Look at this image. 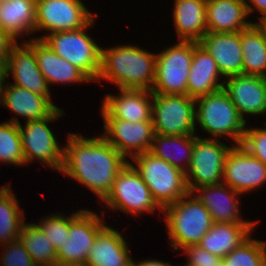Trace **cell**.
<instances>
[{"instance_id":"obj_18","label":"cell","mask_w":266,"mask_h":266,"mask_svg":"<svg viewBox=\"0 0 266 266\" xmlns=\"http://www.w3.org/2000/svg\"><path fill=\"white\" fill-rule=\"evenodd\" d=\"M119 90L121 94L118 96L110 94L105 96L101 107L103 118H117L129 122L152 120V91L137 89Z\"/></svg>"},{"instance_id":"obj_44","label":"cell","mask_w":266,"mask_h":266,"mask_svg":"<svg viewBox=\"0 0 266 266\" xmlns=\"http://www.w3.org/2000/svg\"><path fill=\"white\" fill-rule=\"evenodd\" d=\"M259 27L263 30V32L265 33L266 35V18L265 19H260L259 22H256Z\"/></svg>"},{"instance_id":"obj_7","label":"cell","mask_w":266,"mask_h":266,"mask_svg":"<svg viewBox=\"0 0 266 266\" xmlns=\"http://www.w3.org/2000/svg\"><path fill=\"white\" fill-rule=\"evenodd\" d=\"M193 60V41H180L156 54L152 93L187 95V82Z\"/></svg>"},{"instance_id":"obj_16","label":"cell","mask_w":266,"mask_h":266,"mask_svg":"<svg viewBox=\"0 0 266 266\" xmlns=\"http://www.w3.org/2000/svg\"><path fill=\"white\" fill-rule=\"evenodd\" d=\"M26 42L23 41L21 46L16 42L11 47L6 64L7 77L13 75L15 83L11 84L43 95L52 102L49 86L38 68L33 50V38Z\"/></svg>"},{"instance_id":"obj_17","label":"cell","mask_w":266,"mask_h":266,"mask_svg":"<svg viewBox=\"0 0 266 266\" xmlns=\"http://www.w3.org/2000/svg\"><path fill=\"white\" fill-rule=\"evenodd\" d=\"M223 89L228 93L238 113L244 115H263L266 113V81L264 77L234 75L224 80Z\"/></svg>"},{"instance_id":"obj_20","label":"cell","mask_w":266,"mask_h":266,"mask_svg":"<svg viewBox=\"0 0 266 266\" xmlns=\"http://www.w3.org/2000/svg\"><path fill=\"white\" fill-rule=\"evenodd\" d=\"M198 43L214 58L222 77L242 74L243 55L240 32H207Z\"/></svg>"},{"instance_id":"obj_6","label":"cell","mask_w":266,"mask_h":266,"mask_svg":"<svg viewBox=\"0 0 266 266\" xmlns=\"http://www.w3.org/2000/svg\"><path fill=\"white\" fill-rule=\"evenodd\" d=\"M94 21L95 18L81 29L53 32L37 38L58 56L79 68L91 81H97L101 69V47L86 34Z\"/></svg>"},{"instance_id":"obj_32","label":"cell","mask_w":266,"mask_h":266,"mask_svg":"<svg viewBox=\"0 0 266 266\" xmlns=\"http://www.w3.org/2000/svg\"><path fill=\"white\" fill-rule=\"evenodd\" d=\"M19 239L38 266H47L57 260L56 249L36 223H25Z\"/></svg>"},{"instance_id":"obj_39","label":"cell","mask_w":266,"mask_h":266,"mask_svg":"<svg viewBox=\"0 0 266 266\" xmlns=\"http://www.w3.org/2000/svg\"><path fill=\"white\" fill-rule=\"evenodd\" d=\"M17 41L0 28V62L7 64L11 47Z\"/></svg>"},{"instance_id":"obj_26","label":"cell","mask_w":266,"mask_h":266,"mask_svg":"<svg viewBox=\"0 0 266 266\" xmlns=\"http://www.w3.org/2000/svg\"><path fill=\"white\" fill-rule=\"evenodd\" d=\"M255 223H213L198 245L211 254L224 258L247 240Z\"/></svg>"},{"instance_id":"obj_3","label":"cell","mask_w":266,"mask_h":266,"mask_svg":"<svg viewBox=\"0 0 266 266\" xmlns=\"http://www.w3.org/2000/svg\"><path fill=\"white\" fill-rule=\"evenodd\" d=\"M161 212L165 214L171 247L176 251L198 244L214 223L208 209L191 192Z\"/></svg>"},{"instance_id":"obj_35","label":"cell","mask_w":266,"mask_h":266,"mask_svg":"<svg viewBox=\"0 0 266 266\" xmlns=\"http://www.w3.org/2000/svg\"><path fill=\"white\" fill-rule=\"evenodd\" d=\"M79 210L73 212L72 215L63 216L61 213L56 215L47 216L42 221L36 225L43 231L47 238L51 241L52 245L56 251L60 248V245H63L68 238L70 223L83 211Z\"/></svg>"},{"instance_id":"obj_4","label":"cell","mask_w":266,"mask_h":266,"mask_svg":"<svg viewBox=\"0 0 266 266\" xmlns=\"http://www.w3.org/2000/svg\"><path fill=\"white\" fill-rule=\"evenodd\" d=\"M195 122L215 137L230 136L240 145L246 129L243 119L228 93L222 88L214 93L195 99Z\"/></svg>"},{"instance_id":"obj_1","label":"cell","mask_w":266,"mask_h":266,"mask_svg":"<svg viewBox=\"0 0 266 266\" xmlns=\"http://www.w3.org/2000/svg\"><path fill=\"white\" fill-rule=\"evenodd\" d=\"M60 172L94 191L104 200L127 159L103 136L85 138L68 133Z\"/></svg>"},{"instance_id":"obj_22","label":"cell","mask_w":266,"mask_h":266,"mask_svg":"<svg viewBox=\"0 0 266 266\" xmlns=\"http://www.w3.org/2000/svg\"><path fill=\"white\" fill-rule=\"evenodd\" d=\"M221 76L214 58L198 42L193 41V60L187 82V95L196 99L222 89L224 81L218 83Z\"/></svg>"},{"instance_id":"obj_19","label":"cell","mask_w":266,"mask_h":266,"mask_svg":"<svg viewBox=\"0 0 266 266\" xmlns=\"http://www.w3.org/2000/svg\"><path fill=\"white\" fill-rule=\"evenodd\" d=\"M254 10L246 0H206L207 32L235 33L245 30L253 24L245 19Z\"/></svg>"},{"instance_id":"obj_25","label":"cell","mask_w":266,"mask_h":266,"mask_svg":"<svg viewBox=\"0 0 266 266\" xmlns=\"http://www.w3.org/2000/svg\"><path fill=\"white\" fill-rule=\"evenodd\" d=\"M33 50L38 68L48 86L55 83H81L91 81L79 68L58 56L47 44L33 37Z\"/></svg>"},{"instance_id":"obj_13","label":"cell","mask_w":266,"mask_h":266,"mask_svg":"<svg viewBox=\"0 0 266 266\" xmlns=\"http://www.w3.org/2000/svg\"><path fill=\"white\" fill-rule=\"evenodd\" d=\"M102 135L126 159L149 152L155 131L152 120L129 122L117 118H103Z\"/></svg>"},{"instance_id":"obj_33","label":"cell","mask_w":266,"mask_h":266,"mask_svg":"<svg viewBox=\"0 0 266 266\" xmlns=\"http://www.w3.org/2000/svg\"><path fill=\"white\" fill-rule=\"evenodd\" d=\"M19 120L14 117L0 124V162L12 165H25Z\"/></svg>"},{"instance_id":"obj_36","label":"cell","mask_w":266,"mask_h":266,"mask_svg":"<svg viewBox=\"0 0 266 266\" xmlns=\"http://www.w3.org/2000/svg\"><path fill=\"white\" fill-rule=\"evenodd\" d=\"M240 145L266 166V128H246Z\"/></svg>"},{"instance_id":"obj_15","label":"cell","mask_w":266,"mask_h":266,"mask_svg":"<svg viewBox=\"0 0 266 266\" xmlns=\"http://www.w3.org/2000/svg\"><path fill=\"white\" fill-rule=\"evenodd\" d=\"M266 182V166L241 145H234L225 159L222 183L243 194Z\"/></svg>"},{"instance_id":"obj_38","label":"cell","mask_w":266,"mask_h":266,"mask_svg":"<svg viewBox=\"0 0 266 266\" xmlns=\"http://www.w3.org/2000/svg\"><path fill=\"white\" fill-rule=\"evenodd\" d=\"M183 250V253L188 256V263L184 266H223V258L211 254L198 244L189 245Z\"/></svg>"},{"instance_id":"obj_40","label":"cell","mask_w":266,"mask_h":266,"mask_svg":"<svg viewBox=\"0 0 266 266\" xmlns=\"http://www.w3.org/2000/svg\"><path fill=\"white\" fill-rule=\"evenodd\" d=\"M135 266H173L172 264L168 263V262H163V261H159V260H143V261H139L138 263L134 262Z\"/></svg>"},{"instance_id":"obj_24","label":"cell","mask_w":266,"mask_h":266,"mask_svg":"<svg viewBox=\"0 0 266 266\" xmlns=\"http://www.w3.org/2000/svg\"><path fill=\"white\" fill-rule=\"evenodd\" d=\"M1 104L26 121L48 117L58 108L47 97L11 83H7L2 89Z\"/></svg>"},{"instance_id":"obj_21","label":"cell","mask_w":266,"mask_h":266,"mask_svg":"<svg viewBox=\"0 0 266 266\" xmlns=\"http://www.w3.org/2000/svg\"><path fill=\"white\" fill-rule=\"evenodd\" d=\"M196 198L208 209L215 223H256L243 220L239 214V200L242 195L229 186L219 183L196 188Z\"/></svg>"},{"instance_id":"obj_23","label":"cell","mask_w":266,"mask_h":266,"mask_svg":"<svg viewBox=\"0 0 266 266\" xmlns=\"http://www.w3.org/2000/svg\"><path fill=\"white\" fill-rule=\"evenodd\" d=\"M118 230L105 225L96 236L85 266H129L133 263L129 247Z\"/></svg>"},{"instance_id":"obj_28","label":"cell","mask_w":266,"mask_h":266,"mask_svg":"<svg viewBox=\"0 0 266 266\" xmlns=\"http://www.w3.org/2000/svg\"><path fill=\"white\" fill-rule=\"evenodd\" d=\"M36 0H7L0 3V28L17 41L19 35L35 32Z\"/></svg>"},{"instance_id":"obj_10","label":"cell","mask_w":266,"mask_h":266,"mask_svg":"<svg viewBox=\"0 0 266 266\" xmlns=\"http://www.w3.org/2000/svg\"><path fill=\"white\" fill-rule=\"evenodd\" d=\"M195 99L188 95L152 96V123L159 135H195Z\"/></svg>"},{"instance_id":"obj_11","label":"cell","mask_w":266,"mask_h":266,"mask_svg":"<svg viewBox=\"0 0 266 266\" xmlns=\"http://www.w3.org/2000/svg\"><path fill=\"white\" fill-rule=\"evenodd\" d=\"M103 202L113 210L120 209L133 216L144 212L153 214L156 208L162 211L154 201L150 189L129 160L116 176L113 188Z\"/></svg>"},{"instance_id":"obj_42","label":"cell","mask_w":266,"mask_h":266,"mask_svg":"<svg viewBox=\"0 0 266 266\" xmlns=\"http://www.w3.org/2000/svg\"><path fill=\"white\" fill-rule=\"evenodd\" d=\"M6 79H7L6 64L0 62V93L4 88V83Z\"/></svg>"},{"instance_id":"obj_8","label":"cell","mask_w":266,"mask_h":266,"mask_svg":"<svg viewBox=\"0 0 266 266\" xmlns=\"http://www.w3.org/2000/svg\"><path fill=\"white\" fill-rule=\"evenodd\" d=\"M61 115H64L63 110L56 108L48 117L26 121L24 126H21V123L18 124L26 164H30L29 162L35 158L47 167L61 171L64 147L59 146L47 125L49 122L58 120Z\"/></svg>"},{"instance_id":"obj_12","label":"cell","mask_w":266,"mask_h":266,"mask_svg":"<svg viewBox=\"0 0 266 266\" xmlns=\"http://www.w3.org/2000/svg\"><path fill=\"white\" fill-rule=\"evenodd\" d=\"M81 0H36L35 31L64 32L85 27L94 14Z\"/></svg>"},{"instance_id":"obj_9","label":"cell","mask_w":266,"mask_h":266,"mask_svg":"<svg viewBox=\"0 0 266 266\" xmlns=\"http://www.w3.org/2000/svg\"><path fill=\"white\" fill-rule=\"evenodd\" d=\"M231 148L218 138L203 139L195 135L192 159L185 172L189 192L222 183L225 159Z\"/></svg>"},{"instance_id":"obj_43","label":"cell","mask_w":266,"mask_h":266,"mask_svg":"<svg viewBox=\"0 0 266 266\" xmlns=\"http://www.w3.org/2000/svg\"><path fill=\"white\" fill-rule=\"evenodd\" d=\"M47 266H85L83 264H78V263H71V262H64L60 260H56L52 262L50 265Z\"/></svg>"},{"instance_id":"obj_41","label":"cell","mask_w":266,"mask_h":266,"mask_svg":"<svg viewBox=\"0 0 266 266\" xmlns=\"http://www.w3.org/2000/svg\"><path fill=\"white\" fill-rule=\"evenodd\" d=\"M252 5L258 10L263 16L259 17V19L266 18V0H249Z\"/></svg>"},{"instance_id":"obj_29","label":"cell","mask_w":266,"mask_h":266,"mask_svg":"<svg viewBox=\"0 0 266 266\" xmlns=\"http://www.w3.org/2000/svg\"><path fill=\"white\" fill-rule=\"evenodd\" d=\"M194 140L195 135H159L155 133L149 153L163 159L185 173L192 159ZM169 147L172 148L173 152L172 150L168 151ZM183 160L185 161L184 163Z\"/></svg>"},{"instance_id":"obj_30","label":"cell","mask_w":266,"mask_h":266,"mask_svg":"<svg viewBox=\"0 0 266 266\" xmlns=\"http://www.w3.org/2000/svg\"><path fill=\"white\" fill-rule=\"evenodd\" d=\"M243 55L242 74L266 76V35L257 23L240 31Z\"/></svg>"},{"instance_id":"obj_34","label":"cell","mask_w":266,"mask_h":266,"mask_svg":"<svg viewBox=\"0 0 266 266\" xmlns=\"http://www.w3.org/2000/svg\"><path fill=\"white\" fill-rule=\"evenodd\" d=\"M223 266H266V241L250 236L223 258Z\"/></svg>"},{"instance_id":"obj_27","label":"cell","mask_w":266,"mask_h":266,"mask_svg":"<svg viewBox=\"0 0 266 266\" xmlns=\"http://www.w3.org/2000/svg\"><path fill=\"white\" fill-rule=\"evenodd\" d=\"M173 9L179 41L199 42L207 33L206 0H175Z\"/></svg>"},{"instance_id":"obj_37","label":"cell","mask_w":266,"mask_h":266,"mask_svg":"<svg viewBox=\"0 0 266 266\" xmlns=\"http://www.w3.org/2000/svg\"><path fill=\"white\" fill-rule=\"evenodd\" d=\"M0 259L2 266H38L19 240L4 244ZM5 252V253H4Z\"/></svg>"},{"instance_id":"obj_31","label":"cell","mask_w":266,"mask_h":266,"mask_svg":"<svg viewBox=\"0 0 266 266\" xmlns=\"http://www.w3.org/2000/svg\"><path fill=\"white\" fill-rule=\"evenodd\" d=\"M11 186L0 187V242L2 246L19 240L25 224L23 211L20 210L17 197L12 193Z\"/></svg>"},{"instance_id":"obj_5","label":"cell","mask_w":266,"mask_h":266,"mask_svg":"<svg viewBox=\"0 0 266 266\" xmlns=\"http://www.w3.org/2000/svg\"><path fill=\"white\" fill-rule=\"evenodd\" d=\"M143 181L158 206L163 209L188 194L185 173L149 152L132 157Z\"/></svg>"},{"instance_id":"obj_2","label":"cell","mask_w":266,"mask_h":266,"mask_svg":"<svg viewBox=\"0 0 266 266\" xmlns=\"http://www.w3.org/2000/svg\"><path fill=\"white\" fill-rule=\"evenodd\" d=\"M156 54L134 45L101 48V69L98 82L108 80L118 89L151 91L155 79Z\"/></svg>"},{"instance_id":"obj_14","label":"cell","mask_w":266,"mask_h":266,"mask_svg":"<svg viewBox=\"0 0 266 266\" xmlns=\"http://www.w3.org/2000/svg\"><path fill=\"white\" fill-rule=\"evenodd\" d=\"M105 225L96 213L83 210L70 223L68 238L56 251V259L85 265L96 236Z\"/></svg>"}]
</instances>
